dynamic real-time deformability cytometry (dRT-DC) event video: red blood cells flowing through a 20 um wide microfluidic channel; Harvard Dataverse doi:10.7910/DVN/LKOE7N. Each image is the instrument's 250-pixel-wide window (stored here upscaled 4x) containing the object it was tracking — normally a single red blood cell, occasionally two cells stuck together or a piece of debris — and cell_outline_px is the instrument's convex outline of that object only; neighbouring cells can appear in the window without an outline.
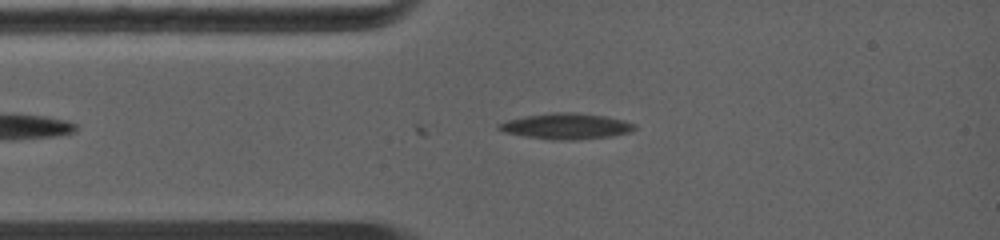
{"species": "common noctule bat (a hibernating species)", "species_latin": "Nyctalus noctula", "temperature_condition": "warm", "stored_images_in_passage": 44, "camera_frame_rate_fps": 5000, "um_per_image_px": 0.085, "animal": {"sex": "female", "body_mass_g": 19.0, "forearm_length_mm": 56.7}, "frame": {"image": 1, "passage_image": 5, "time_ms": 0.8, "image_size_px": [1000, 240], "cell_outline_px": [[636, 128], [628, 132], [604, 136], [528, 136], [508, 132], [496, 128], [500, 124], [508, 120], [528, 116], [560, 112], [572, 112], [600, 116], [620, 120], [632, 124]], "centroid_in_image_um": [48.09, 10.65], "position_along_channel_um": 36.9, "area_um2": 17.92}}
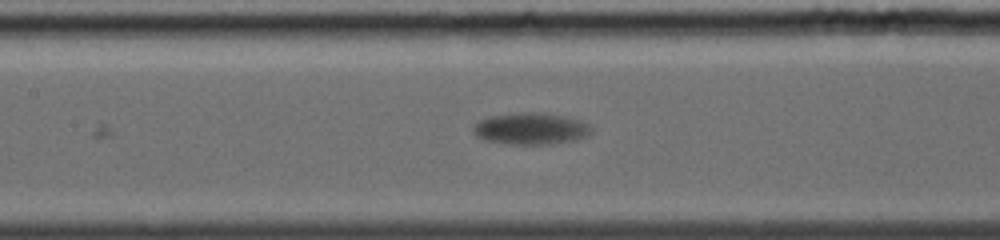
{"frame": {"image": 2, "passage_image": 22, "time_ms": 4.2, "image_size_px": [1000, 240], "cell_outline_px": [[588, 132], [572, 140], [548, 144], [512, 144], [488, 140], [476, 136], [476, 124], [480, 120], [492, 116], [520, 112], [548, 112], [564, 116], [576, 120], [584, 124]], "centroid_in_image_um": [45.04, 10.91], "position_along_channel_um": 162.4, "area_um2": 20.75}}
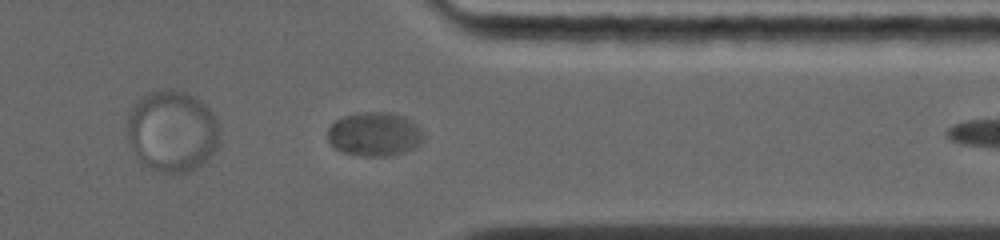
{"frame": {"image": 3, "passage_image": 43, "time_ms": 8.4, "image_size_px": [1000, 240], "cell_outline_px": [[420, 144], [404, 152], [384, 156], [368, 156], [344, 152], [336, 148], [328, 140], [328, 128], [336, 120], [344, 116], [364, 112], [388, 112], [404, 116], [416, 124], [420, 128]], "centroid_in_image_um": [31.81, 11.39], "position_along_channel_um": 379.6, "area_um2": 23.99}}